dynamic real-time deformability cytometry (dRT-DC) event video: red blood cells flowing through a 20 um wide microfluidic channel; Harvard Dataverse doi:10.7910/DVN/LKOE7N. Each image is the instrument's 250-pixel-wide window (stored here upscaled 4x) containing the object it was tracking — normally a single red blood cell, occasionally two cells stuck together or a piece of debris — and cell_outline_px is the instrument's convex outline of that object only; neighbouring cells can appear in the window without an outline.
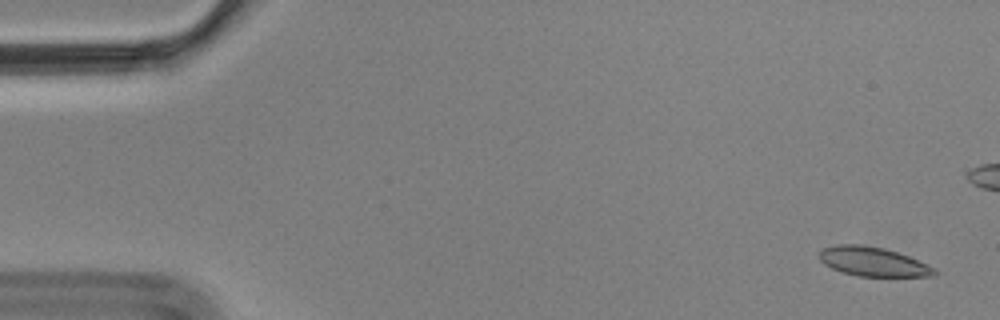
{"species": "Egyptian fruit bat (a non-hibernating species)", "species_latin": "Rousettus aegyptiacus", "temperature_condition": "cold", "stored_images_in_passage": 6, "camera_frame_rate_fps": 3000, "um_per_image_px": 0.085, "animal": {"sex": "male"}, "frame": {"image": 1, "passage_image": 1, "time_ms": 0.0, "image_size_px": [1000, 320], "cell_outline_px": [[940, 272], [936, 276], [856, 276], [832, 268], [824, 264], [820, 260], [820, 252], [824, 248], [836, 244], [860, 244], [884, 248], [908, 256], [928, 264], [936, 268]], "centroid_in_image_um": [74.25, 22.24], "position_along_channel_um": 10.7, "area_um2": 19.59}}